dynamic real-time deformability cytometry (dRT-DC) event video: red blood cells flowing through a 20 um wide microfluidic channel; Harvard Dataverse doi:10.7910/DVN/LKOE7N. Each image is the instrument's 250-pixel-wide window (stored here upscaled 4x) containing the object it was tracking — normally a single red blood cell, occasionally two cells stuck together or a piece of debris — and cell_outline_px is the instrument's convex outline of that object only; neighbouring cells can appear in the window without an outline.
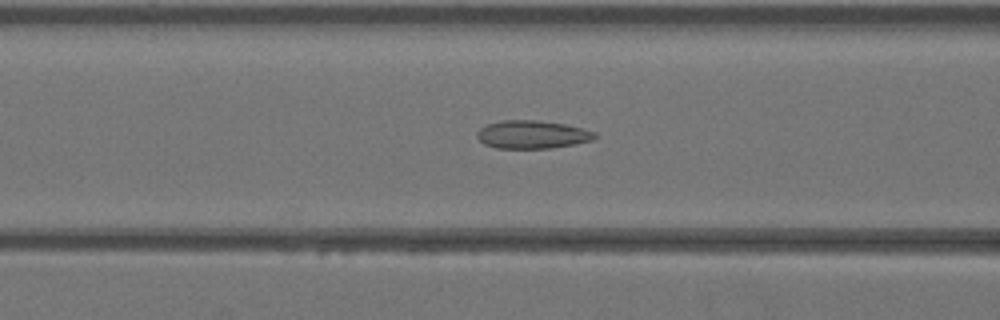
{"species": "Egyptian fruit bat (a non-hibernating species)", "species_latin": "Rousettus aegyptiacus", "temperature_condition": "warm", "stored_images_in_passage": 42, "camera_frame_rate_fps": 3000, "um_per_image_px": 0.085, "animal": {"sex": "female"}, "frame": {"image": 1, "passage_image": 16, "time_ms": 5.0, "image_size_px": [1000, 320], "cell_outline_px": [[596, 136], [592, 140], [572, 144], [548, 148], [496, 148], [484, 144], [476, 136], [476, 132], [480, 128], [488, 124], [500, 120], [536, 120], [564, 124], [584, 128], [596, 132]], "centroid_in_image_um": [45.21, 11.42], "position_along_channel_um": 121.4, "area_um2": 19.19}}
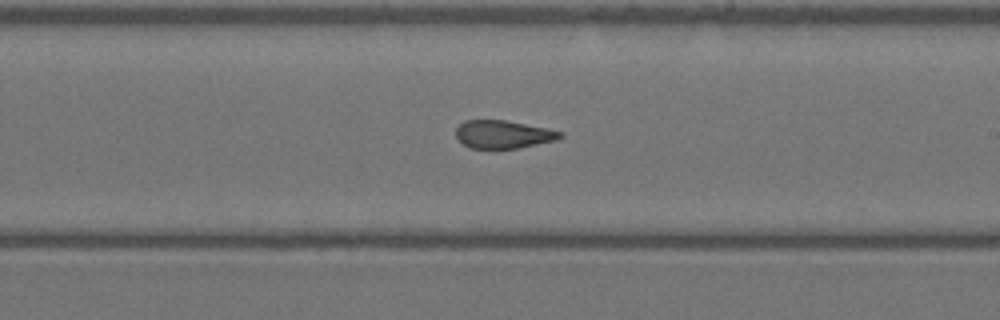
{"frame": {"image": 2, "passage_image": 24, "time_ms": 7.667, "image_size_px": [1000, 320], "cell_outline_px": [[564, 136], [556, 140], [516, 148], [492, 152], [488, 152], [468, 148], [456, 136], [456, 128], [464, 120], [508, 120], [548, 128], [564, 132]], "centroid_in_image_um": [42.75, 11.46], "position_along_channel_um": 246.2, "area_um2": 17.8}}
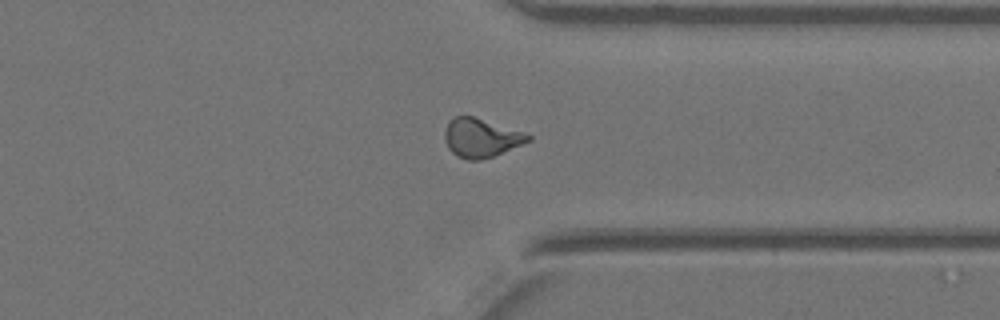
{"frame": {"image": 3, "passage_image": 32, "time_ms": 10.333, "image_size_px": [1000, 320], "cell_outline_px": [[532, 140], [492, 156], [480, 160], [468, 160], [456, 156], [448, 148], [444, 140], [444, 132], [448, 124], [456, 116], [472, 116], [532, 136]], "centroid_in_image_um": [40.84, 11.74], "position_along_channel_um": 370.6, "area_um2": 18.32}}